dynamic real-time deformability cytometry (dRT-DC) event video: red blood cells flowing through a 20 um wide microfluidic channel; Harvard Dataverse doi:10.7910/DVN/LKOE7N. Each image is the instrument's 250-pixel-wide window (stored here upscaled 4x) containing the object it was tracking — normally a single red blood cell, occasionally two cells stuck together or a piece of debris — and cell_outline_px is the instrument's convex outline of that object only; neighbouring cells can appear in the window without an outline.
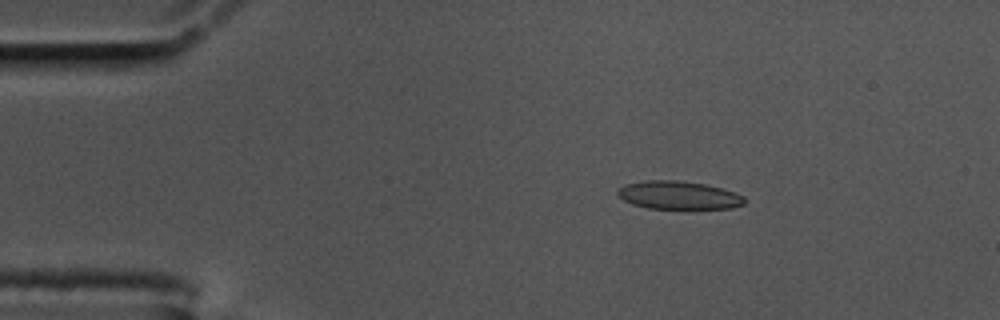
{"species": "common noctule bat (a hibernating species)", "species_latin": "Nyctalus noctula", "temperature_condition": "cold", "stored_images_in_passage": 49, "camera_frame_rate_fps": 3000, "um_per_image_px": 0.085, "animal": {"sex": "male", "body_mass_g": 17.5, "forearm_length_mm": 52.3}, "frame": {"image": 1, "passage_image": 1, "time_ms": 0.0, "image_size_px": [1000, 320], "cell_outline_px": [[744, 204], [732, 208], [648, 208], [632, 204], [624, 200], [616, 192], [624, 184], [644, 180], [680, 180], [704, 184], [736, 192], [744, 196]], "centroid_in_image_um": [57.67, 16.58], "position_along_channel_um": 27.3, "area_um2": 20.69}}
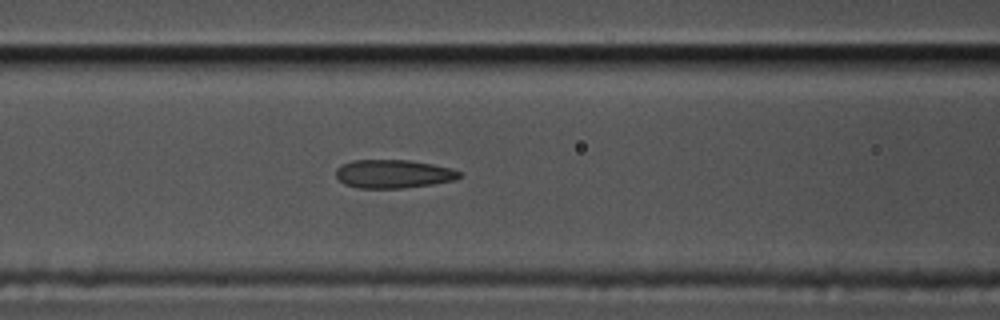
{"frame": {"image": 2, "passage_image": 15, "time_ms": 4.667, "image_size_px": [1000, 320], "cell_outline_px": [[460, 176], [456, 180], [432, 184], [404, 188], [360, 188], [344, 184], [336, 176], [336, 168], [340, 164], [352, 160], [408, 160], [432, 164], [452, 168], [460, 172]], "centroid_in_image_um": [33.41, 14.78], "position_along_channel_um": 133.2, "area_um2": 20.52}}
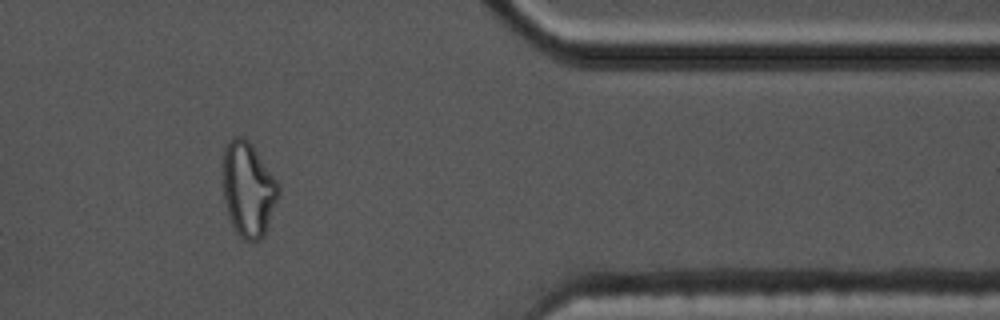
{"frame": {"image": 3, "passage_image": 39, "time_ms": 12.667, "image_size_px": [1000, 320], "cell_outline_px": [[280, 192], [264, 236], [260, 240], [252, 244], [244, 240], [236, 232], [228, 216], [224, 200], [224, 148], [228, 140], [232, 136], [240, 136], [248, 140], [252, 144], [280, 184]], "centroid_in_image_um": [21.12, 16.11], "position_along_channel_um": 390.3, "area_um2": 30.92}, "authors_computed_cell_mechanics": {"area_um2": 21.4438, "velocity_mm_per_s": 3.4998, "shape_relaxation_time_tau1_ms": null, "shape_relaxation_time_tau2_ms": 2.2893, "deformation_change_tau1": null, "deformation_change_tau2": 0.083}}